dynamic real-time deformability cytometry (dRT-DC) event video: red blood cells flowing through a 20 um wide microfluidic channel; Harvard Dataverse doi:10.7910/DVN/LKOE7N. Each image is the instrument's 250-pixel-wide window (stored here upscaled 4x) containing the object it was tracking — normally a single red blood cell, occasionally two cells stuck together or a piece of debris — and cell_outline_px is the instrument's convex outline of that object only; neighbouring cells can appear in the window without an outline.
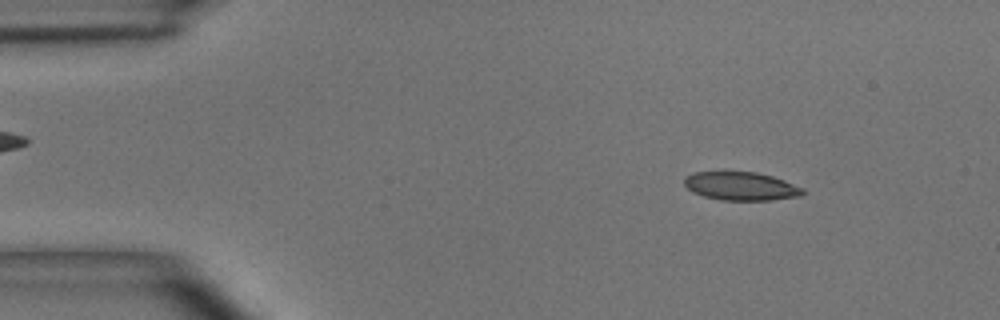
{"species": "common noctule bat (a hibernating species)", "species_latin": "Nyctalus noctula", "temperature_condition": "room temperature", "stored_images_in_passage": 48, "camera_frame_rate_fps": 3000, "um_per_image_px": 0.085, "animal": {"sex": "male", "body_mass_g": 15.6}, "frame": {"image": 1, "passage_image": 6, "time_ms": 1.667, "image_size_px": [1000, 320], "cell_outline_px": [[804, 192], [800, 196], [772, 200], [720, 200], [704, 196], [692, 192], [684, 184], [684, 176], [692, 172], [720, 168], [724, 168], [756, 172], [772, 176], [784, 180], [804, 188]], "centroid_in_image_um": [62.9, 15.76], "position_along_channel_um": 22.1, "area_um2": 20.63}}
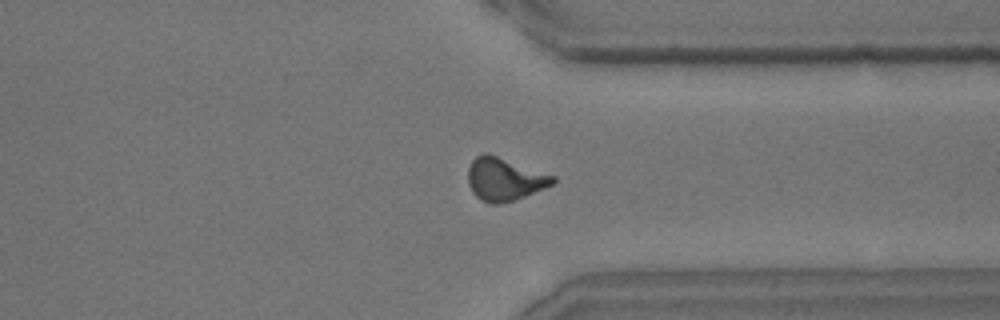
{"frame": {"image": 2, "passage_image": 37, "time_ms": 12.0, "image_size_px": [1000, 320], "cell_outline_px": [[556, 180], [552, 184], [544, 188], [524, 196], [512, 200], [496, 204], [488, 204], [480, 200], [472, 192], [468, 184], [468, 168], [472, 160], [476, 156], [484, 152], [488, 152], [556, 176]], "centroid_in_image_um": [42.85, 15.21], "position_along_channel_um": 368.5, "area_um2": 21.33}}
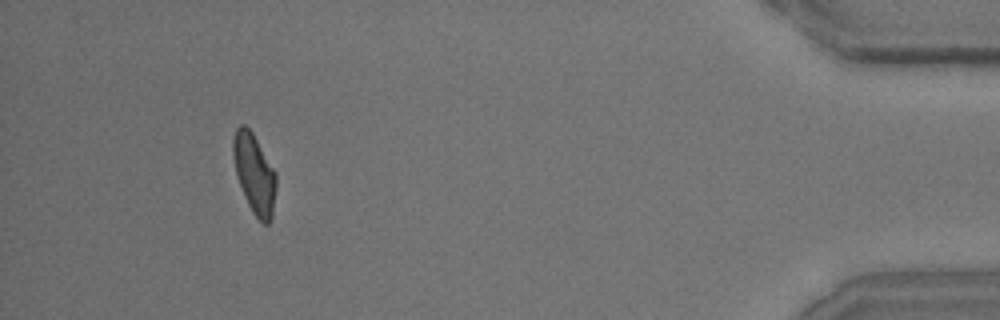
{"frame": {"image": 3, "passage_image": 45, "time_ms": 14.667, "image_size_px": [1000, 320], "cell_outline_px": [[276, 188], [272, 216], [268, 224], [264, 224], [252, 212], [244, 196], [236, 172], [232, 152], [232, 140], [236, 128], [240, 124], [244, 124], [252, 132], [276, 172]], "centroid_in_image_um": [21.62, 14.74], "position_along_channel_um": 413.6, "area_um2": 19.83}, "authors_computed_cell_mechanics": {"area_um2": 20.3745, "velocity_mm_per_s": 4.0595, "shape_relaxation_time_tau1_ms": 5.5514, "shape_relaxation_time_tau2_ms": 1.2679, "deformation_change_tau1": 0.1673, "deformation_change_tau2": 0.0793}}